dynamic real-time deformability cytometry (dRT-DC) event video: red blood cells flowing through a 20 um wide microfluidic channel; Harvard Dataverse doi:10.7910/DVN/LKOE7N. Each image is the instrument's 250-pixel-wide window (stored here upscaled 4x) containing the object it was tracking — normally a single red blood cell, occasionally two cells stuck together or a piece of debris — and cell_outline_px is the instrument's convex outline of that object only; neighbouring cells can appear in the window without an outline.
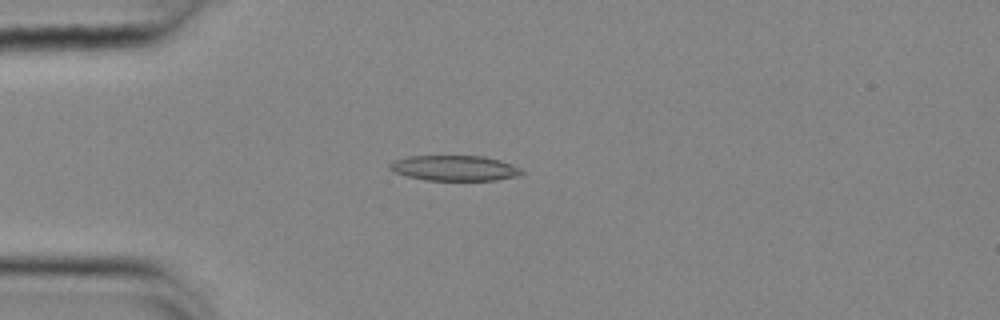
{"species": "common noctule bat (a hibernating species)", "species_latin": "Nyctalus noctula", "temperature_condition": "cold", "stored_images_in_passage": 42, "camera_frame_rate_fps": 3000, "um_per_image_px": 0.085, "animal": {"sex": "female", "body_mass_g": 25.1}, "frame": {"image": 1, "passage_image": 2, "time_ms": 0.333, "image_size_px": [1000, 320], "cell_outline_px": [[524, 176], [496, 180], [424, 180], [408, 176], [396, 172], [388, 168], [388, 164], [396, 160], [408, 156], [484, 156], [500, 160], [512, 164], [520, 168], [524, 172]], "centroid_in_image_um": [38.7, 14.29], "position_along_channel_um": 46.3, "area_um2": 19.59}}
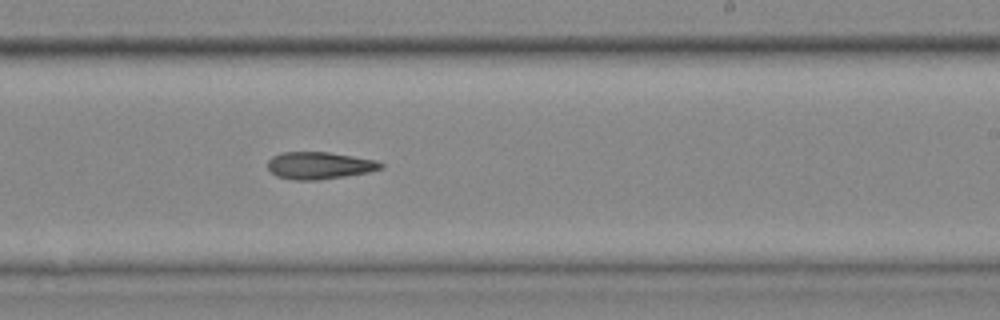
{"frame": {"image": 2, "passage_image": 21, "time_ms": 6.667, "image_size_px": [1000, 320], "cell_outline_px": [[384, 168], [368, 172], [344, 176], [316, 180], [292, 180], [276, 176], [268, 168], [268, 160], [272, 156], [280, 152], [328, 152], [376, 160], [384, 164]], "centroid_in_image_um": [27.13, 14.06], "position_along_channel_um": 261.9, "area_um2": 17.92}}
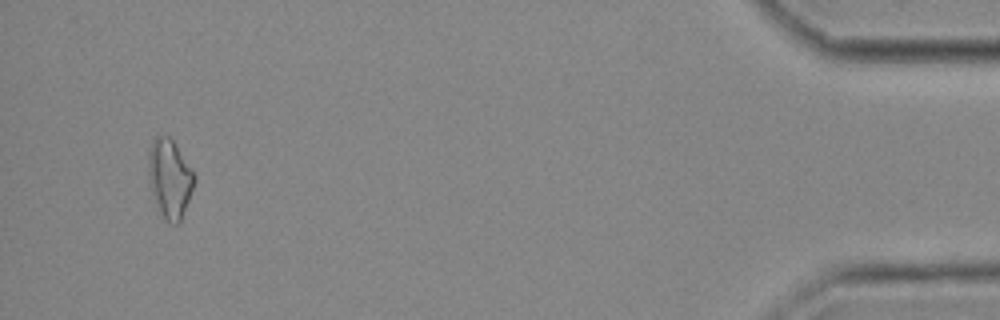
{"frame": {"image": 3, "passage_image": 40, "time_ms": 13.0, "image_size_px": [1000, 320], "cell_outline_px": [[196, 180], [180, 220], [176, 224], [168, 224], [164, 220], [156, 208], [152, 196], [148, 176], [148, 152], [152, 140], [156, 136], [168, 136], [172, 140], [196, 176]], "centroid_in_image_um": [14.39, 15.21], "position_along_channel_um": 420.8, "area_um2": 21.1}}